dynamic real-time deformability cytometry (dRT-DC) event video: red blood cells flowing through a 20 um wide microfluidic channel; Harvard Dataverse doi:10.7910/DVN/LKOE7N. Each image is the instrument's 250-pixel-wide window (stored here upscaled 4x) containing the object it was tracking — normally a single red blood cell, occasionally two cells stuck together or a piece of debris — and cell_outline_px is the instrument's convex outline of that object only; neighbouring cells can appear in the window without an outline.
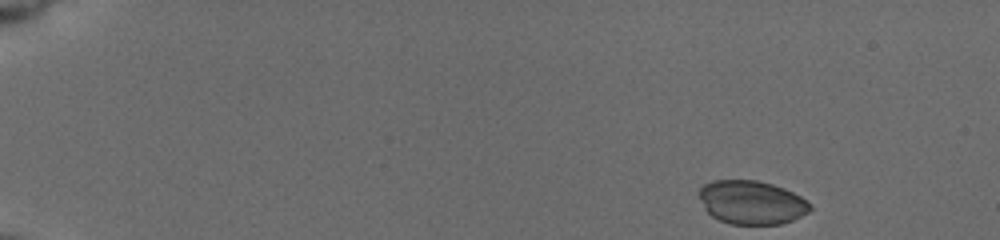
{"species": "common noctule bat (a hibernating species)", "species_latin": "Nyctalus noctula", "temperature_condition": "cold", "stored_images_in_passage": 50, "camera_frame_rate_fps": 3000, "um_per_image_px": 0.085, "animal": {"sex": "female", "body_mass_g": 19.5, "forearm_length_mm": 54.1}, "frame": {"image": 1, "passage_image": 1, "time_ms": 0.0, "image_size_px": [1000, 240], "cell_outline_px": [[812, 208], [808, 212], [792, 220], [780, 224], [732, 224], [720, 220], [712, 216], [704, 208], [696, 192], [704, 184], [712, 180], [756, 180], [772, 184], [784, 188], [808, 200], [812, 204]], "centroid_in_image_um": [63.87, 17.19], "position_along_channel_um": 21.1, "area_um2": 28.38}}
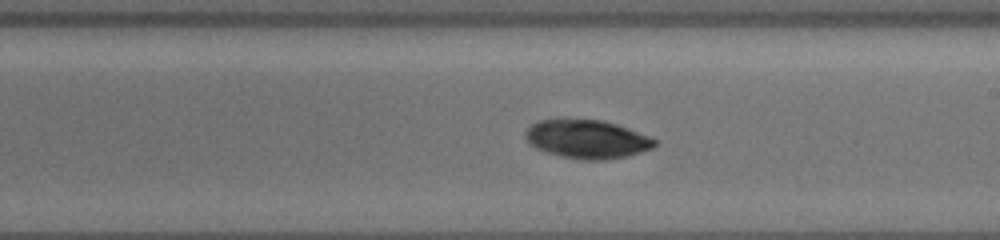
{"frame": {"image": 2, "passage_image": 29, "time_ms": 9.333, "image_size_px": [1000, 240], "cell_outline_px": [[660, 144], [652, 148], [628, 156], [604, 160], [580, 160], [560, 156], [544, 152], [536, 148], [524, 136], [524, 132], [536, 120], [604, 120], [628, 128], [660, 140]], "centroid_in_image_um": [49.94, 11.84], "position_along_channel_um": 239.1, "area_um2": 29.19}}
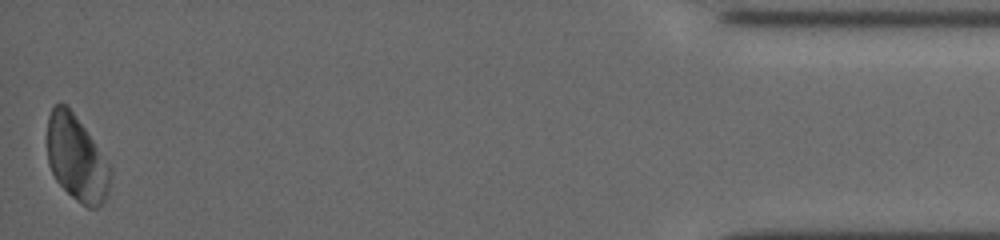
{"frame": {"image": 3, "passage_image": 50, "time_ms": 16.333, "image_size_px": [1000, 240], "cell_outline_px": [[112, 172], [108, 192], [104, 200], [96, 208], [88, 208], [76, 200], [56, 180], [48, 164], [48, 116], [52, 108], [56, 104], [68, 104], [108, 164]], "centroid_in_image_um": [6.5, 13.47], "position_along_channel_um": 428.7, "area_um2": 30.92}, "authors_computed_cell_mechanics": {"area_um2": 29.3913, "velocity_mm_per_s": 3.7511, "shape_relaxation_time_tau1_ms": 0.7971, "shape_relaxation_time_tau2_ms": null, "deformation_change_tau1": 0.0235, "deformation_change_tau2": null}}